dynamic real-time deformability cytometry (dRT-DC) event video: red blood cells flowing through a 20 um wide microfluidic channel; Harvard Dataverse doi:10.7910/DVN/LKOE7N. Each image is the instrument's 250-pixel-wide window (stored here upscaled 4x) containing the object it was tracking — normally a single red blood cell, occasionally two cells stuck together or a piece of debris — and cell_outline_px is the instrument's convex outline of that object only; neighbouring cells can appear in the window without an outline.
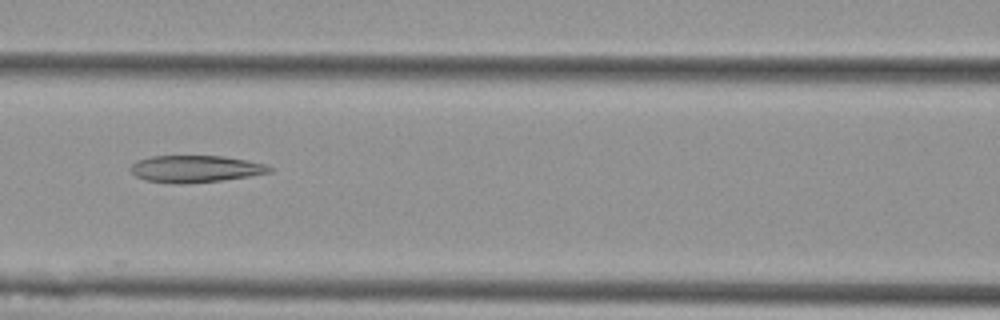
{"species": "Egyptian fruit bat (a non-hibernating species)", "species_latin": "Rousettus aegyptiacus", "temperature_condition": "cold", "stored_images_in_passage": 10, "camera_frame_rate_fps": 3000, "um_per_image_px": 0.085, "animal": {"sex": "female"}, "frame": {"image": 1, "passage_image": 6, "time_ms": 1.667, "image_size_px": [1000, 320], "cell_outline_px": [[276, 168], [272, 172], [248, 176], [220, 180], [144, 180], [136, 176], [128, 168], [136, 160], [152, 156], [224, 156], [248, 160], [264, 164]], "centroid_in_image_um": [16.67, 14.29], "position_along_channel_um": 149.9, "area_um2": 20.75}}
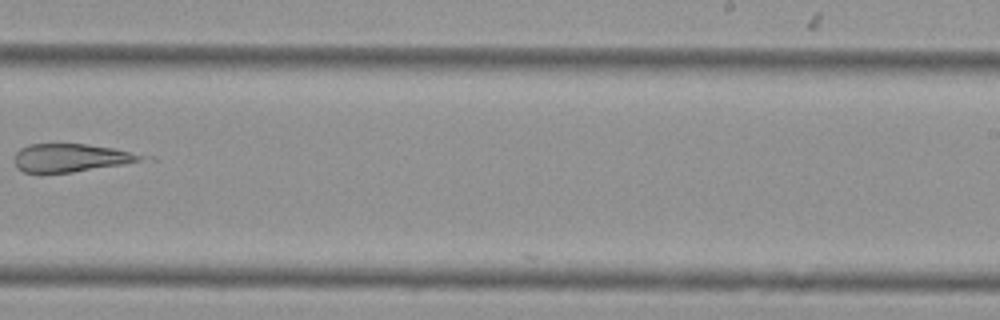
{"frame": {"image": 2, "passage_image": 9, "time_ms": 2.667, "image_size_px": [1000, 320], "cell_outline_px": [[156, 160], [72, 172], [24, 172], [16, 168], [12, 160], [16, 152], [20, 148], [28, 144], [88, 144], [112, 148], [156, 156]], "centroid_in_image_um": [6.21, 13.41], "position_along_channel_um": 282.8, "area_um2": 21.62}}
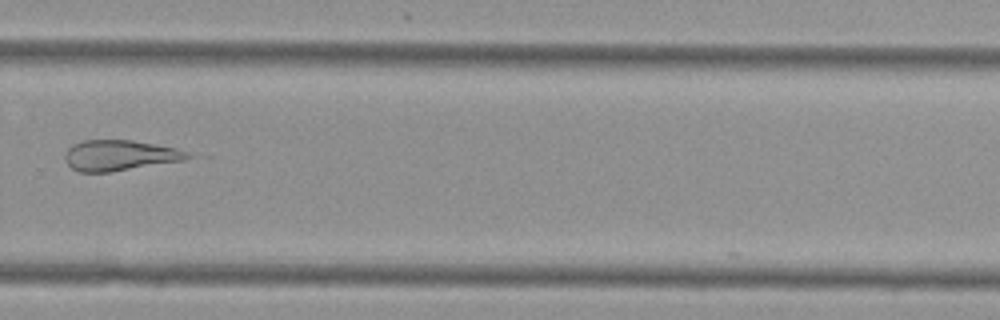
{"frame": {"image": 3, "passage_image": 10, "time_ms": 3.0, "image_size_px": [1000, 320], "cell_outline_px": [[192, 156], [184, 160], [112, 172], [80, 172], [72, 168], [68, 164], [64, 156], [68, 148], [72, 144], [84, 140], [132, 140], [156, 144], [176, 148], [188, 152]], "centroid_in_image_um": [10.17, 13.2], "position_along_channel_um": 319.6, "area_um2": 21.85}}